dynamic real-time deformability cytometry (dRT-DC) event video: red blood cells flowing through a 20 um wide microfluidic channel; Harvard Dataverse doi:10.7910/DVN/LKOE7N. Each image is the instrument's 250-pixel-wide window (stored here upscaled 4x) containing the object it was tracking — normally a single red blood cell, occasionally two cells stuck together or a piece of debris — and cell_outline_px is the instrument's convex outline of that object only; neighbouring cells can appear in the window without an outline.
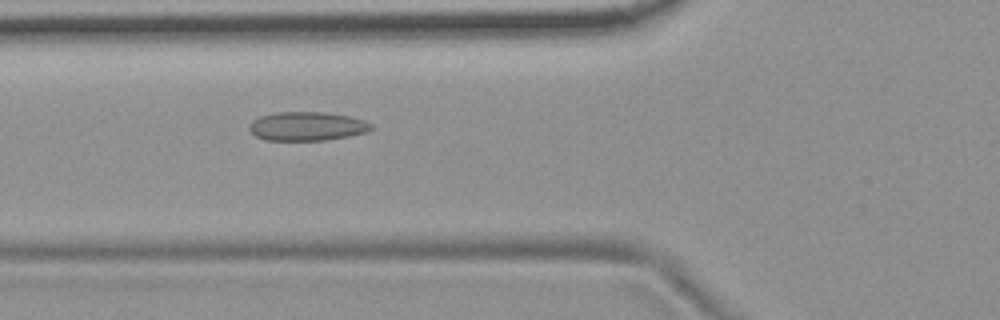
{"species": "common noctule bat (a hibernating species)", "species_latin": "Nyctalus noctula", "temperature_condition": "room temperature", "stored_images_in_passage": 3, "camera_frame_rate_fps": 3000, "um_per_image_px": 0.085, "animal": {"sex": "female", "body_mass_g": 19.9}, "frame": {"image": 1, "passage_image": 3, "time_ms": 2.0, "image_size_px": [1000, 320], "cell_outline_px": [[376, 128], [368, 132], [328, 140], [264, 140], [256, 136], [248, 128], [248, 124], [252, 120], [260, 116], [276, 112], [324, 112], [348, 116], [364, 120], [372, 124]], "centroid_in_image_um": [26.11, 10.73], "position_along_channel_um": 99.7, "area_um2": 20.69}}